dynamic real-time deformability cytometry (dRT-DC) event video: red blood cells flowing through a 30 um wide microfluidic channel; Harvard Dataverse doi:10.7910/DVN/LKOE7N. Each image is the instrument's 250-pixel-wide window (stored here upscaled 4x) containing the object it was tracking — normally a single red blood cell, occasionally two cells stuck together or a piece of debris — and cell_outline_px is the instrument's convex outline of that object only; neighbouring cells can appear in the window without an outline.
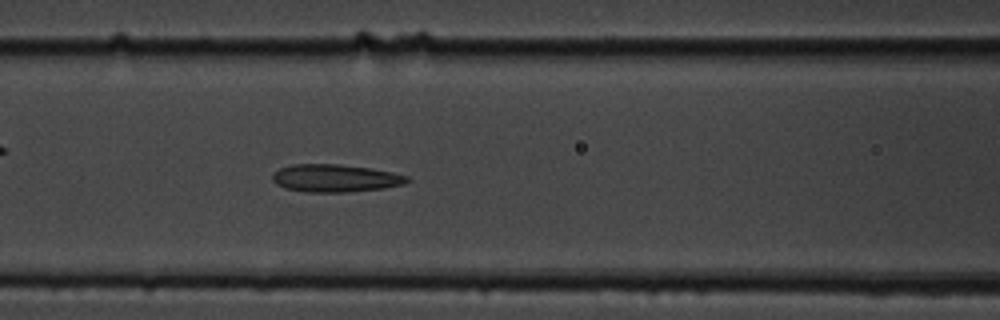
{"species": "common noctule bat (a hibernating species)", "species_latin": "Nyctalus noctula", "temperature_condition": "cold", "stored_images_in_passage": 55, "camera_frame_rate_fps": 3000, "um_per_image_px": 0.085, "animal": {"sex": "male", "body_mass_g": 19.5, "forearm_length_mm": 54.6}, "frame": {"image": 1, "passage_image": 23, "time_ms": 7.333, "image_size_px": [1000, 320], "cell_outline_px": [[408, 180], [404, 184], [384, 188], [348, 192], [308, 192], [284, 188], [276, 184], [272, 180], [272, 172], [280, 168], [292, 164], [340, 164], [372, 168], [392, 172], [408, 176]], "centroid_in_image_um": [28.46, 15.14], "position_along_channel_um": 138.1, "area_um2": 21.85}}
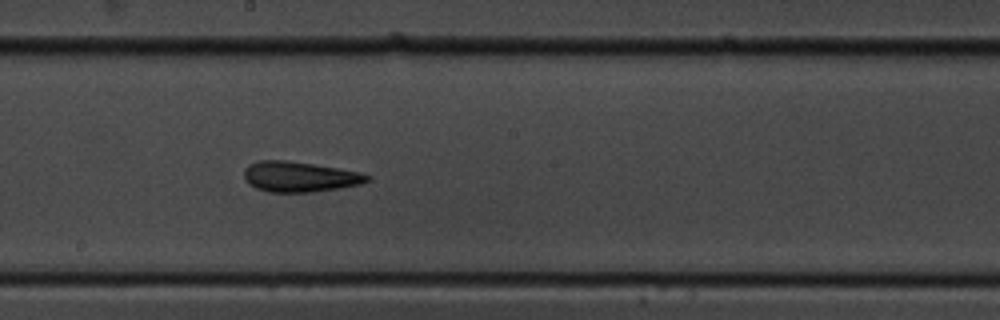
{"frame": {"image": 2, "passage_image": 30, "time_ms": 9.667, "image_size_px": [1000, 320], "cell_outline_px": [[372, 176], [368, 180], [360, 184], [340, 188], [312, 192], [268, 192], [256, 188], [248, 184], [244, 180], [244, 168], [248, 164], [260, 160], [288, 160], [360, 172]], "centroid_in_image_um": [25.42, 15.02], "position_along_channel_um": 222.8, "area_um2": 21.85}}
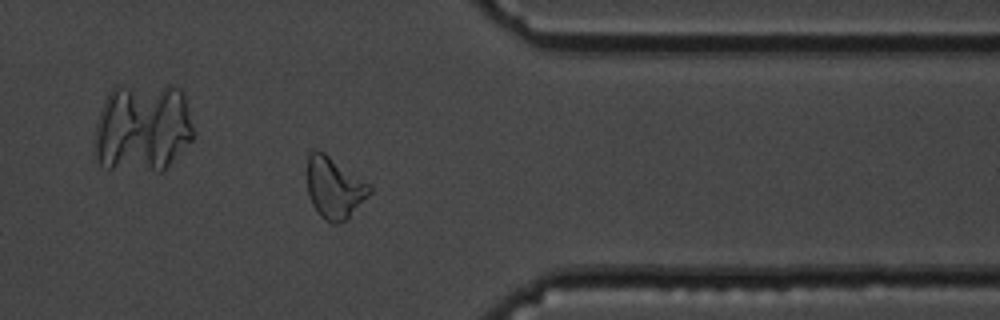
{"frame": {"image": 3, "passage_image": 44, "time_ms": 14.333, "image_size_px": [1000, 320], "cell_outline_px": [[372, 192], [344, 220], [336, 224], [332, 224], [324, 220], [320, 216], [312, 204], [308, 196], [308, 152], [316, 148], [324, 152], [372, 184]], "centroid_in_image_um": [28.42, 15.93], "position_along_channel_um": 383.0, "area_um2": 22.43}, "authors_computed_cell_mechanics": {"area_um2": 22.4264, "velocity_mm_per_s": 3.6384, "shape_relaxation_time_tau1_ms": 4.3249, "shape_relaxation_time_tau2_ms": 2.7356, "deformation_change_tau1": 0.1356, "deformation_change_tau2": 0.1267}}